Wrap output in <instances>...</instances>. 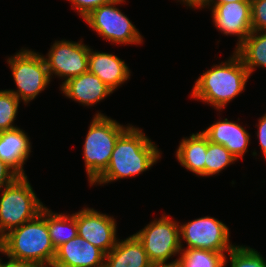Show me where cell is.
Masks as SVG:
<instances>
[{
  "label": "cell",
  "mask_w": 266,
  "mask_h": 267,
  "mask_svg": "<svg viewBox=\"0 0 266 267\" xmlns=\"http://www.w3.org/2000/svg\"><path fill=\"white\" fill-rule=\"evenodd\" d=\"M178 2L182 3V5H186L187 8L190 9H209L212 0H177Z\"/></svg>",
  "instance_id": "31"
},
{
  "label": "cell",
  "mask_w": 266,
  "mask_h": 267,
  "mask_svg": "<svg viewBox=\"0 0 266 267\" xmlns=\"http://www.w3.org/2000/svg\"><path fill=\"white\" fill-rule=\"evenodd\" d=\"M149 267H179L177 258L169 262H152Z\"/></svg>",
  "instance_id": "32"
},
{
  "label": "cell",
  "mask_w": 266,
  "mask_h": 267,
  "mask_svg": "<svg viewBox=\"0 0 266 267\" xmlns=\"http://www.w3.org/2000/svg\"><path fill=\"white\" fill-rule=\"evenodd\" d=\"M47 221L50 239L55 250L75 238L77 233L76 217L73 214L56 213L44 207L40 213Z\"/></svg>",
  "instance_id": "20"
},
{
  "label": "cell",
  "mask_w": 266,
  "mask_h": 267,
  "mask_svg": "<svg viewBox=\"0 0 266 267\" xmlns=\"http://www.w3.org/2000/svg\"><path fill=\"white\" fill-rule=\"evenodd\" d=\"M83 39L78 42L66 39L55 40L44 55L50 78L67 80L88 71L89 48ZM46 56V57H45Z\"/></svg>",
  "instance_id": "10"
},
{
  "label": "cell",
  "mask_w": 266,
  "mask_h": 267,
  "mask_svg": "<svg viewBox=\"0 0 266 267\" xmlns=\"http://www.w3.org/2000/svg\"><path fill=\"white\" fill-rule=\"evenodd\" d=\"M105 253L80 236L56 249L51 267H103Z\"/></svg>",
  "instance_id": "13"
},
{
  "label": "cell",
  "mask_w": 266,
  "mask_h": 267,
  "mask_svg": "<svg viewBox=\"0 0 266 267\" xmlns=\"http://www.w3.org/2000/svg\"><path fill=\"white\" fill-rule=\"evenodd\" d=\"M250 1V0H212L211 4H225L230 2Z\"/></svg>",
  "instance_id": "33"
},
{
  "label": "cell",
  "mask_w": 266,
  "mask_h": 267,
  "mask_svg": "<svg viewBox=\"0 0 266 267\" xmlns=\"http://www.w3.org/2000/svg\"><path fill=\"white\" fill-rule=\"evenodd\" d=\"M149 260L142 243L133 234L126 239H119L115 247L105 254L103 267H149Z\"/></svg>",
  "instance_id": "18"
},
{
  "label": "cell",
  "mask_w": 266,
  "mask_h": 267,
  "mask_svg": "<svg viewBox=\"0 0 266 267\" xmlns=\"http://www.w3.org/2000/svg\"><path fill=\"white\" fill-rule=\"evenodd\" d=\"M0 257V267H43L42 265L31 262V261H23V260H16L10 257H7L8 261L4 263Z\"/></svg>",
  "instance_id": "30"
},
{
  "label": "cell",
  "mask_w": 266,
  "mask_h": 267,
  "mask_svg": "<svg viewBox=\"0 0 266 267\" xmlns=\"http://www.w3.org/2000/svg\"><path fill=\"white\" fill-rule=\"evenodd\" d=\"M101 112L98 111L92 118L83 144L89 185L107 169L117 139L131 125L120 124Z\"/></svg>",
  "instance_id": "4"
},
{
  "label": "cell",
  "mask_w": 266,
  "mask_h": 267,
  "mask_svg": "<svg viewBox=\"0 0 266 267\" xmlns=\"http://www.w3.org/2000/svg\"><path fill=\"white\" fill-rule=\"evenodd\" d=\"M61 93L78 104L88 108L100 104L113 91L99 77L87 71L60 85Z\"/></svg>",
  "instance_id": "15"
},
{
  "label": "cell",
  "mask_w": 266,
  "mask_h": 267,
  "mask_svg": "<svg viewBox=\"0 0 266 267\" xmlns=\"http://www.w3.org/2000/svg\"><path fill=\"white\" fill-rule=\"evenodd\" d=\"M18 177L19 175L9 165L0 160V191Z\"/></svg>",
  "instance_id": "28"
},
{
  "label": "cell",
  "mask_w": 266,
  "mask_h": 267,
  "mask_svg": "<svg viewBox=\"0 0 266 267\" xmlns=\"http://www.w3.org/2000/svg\"><path fill=\"white\" fill-rule=\"evenodd\" d=\"M44 207L29 183L28 176L16 178L0 191V239L36 218Z\"/></svg>",
  "instance_id": "5"
},
{
  "label": "cell",
  "mask_w": 266,
  "mask_h": 267,
  "mask_svg": "<svg viewBox=\"0 0 266 267\" xmlns=\"http://www.w3.org/2000/svg\"><path fill=\"white\" fill-rule=\"evenodd\" d=\"M18 51L13 56L7 57L6 61L17 90H7L26 106L43 92L52 80L44 54L24 47Z\"/></svg>",
  "instance_id": "6"
},
{
  "label": "cell",
  "mask_w": 266,
  "mask_h": 267,
  "mask_svg": "<svg viewBox=\"0 0 266 267\" xmlns=\"http://www.w3.org/2000/svg\"><path fill=\"white\" fill-rule=\"evenodd\" d=\"M214 27L226 36H236L235 49L251 33V1L211 4Z\"/></svg>",
  "instance_id": "12"
},
{
  "label": "cell",
  "mask_w": 266,
  "mask_h": 267,
  "mask_svg": "<svg viewBox=\"0 0 266 267\" xmlns=\"http://www.w3.org/2000/svg\"><path fill=\"white\" fill-rule=\"evenodd\" d=\"M179 223L164 213L134 233L151 262H169L175 255L179 257L181 252Z\"/></svg>",
  "instance_id": "8"
},
{
  "label": "cell",
  "mask_w": 266,
  "mask_h": 267,
  "mask_svg": "<svg viewBox=\"0 0 266 267\" xmlns=\"http://www.w3.org/2000/svg\"><path fill=\"white\" fill-rule=\"evenodd\" d=\"M0 254L51 267L56 250L50 239L46 219L39 214L5 234L0 239Z\"/></svg>",
  "instance_id": "3"
},
{
  "label": "cell",
  "mask_w": 266,
  "mask_h": 267,
  "mask_svg": "<svg viewBox=\"0 0 266 267\" xmlns=\"http://www.w3.org/2000/svg\"><path fill=\"white\" fill-rule=\"evenodd\" d=\"M175 157L180 165L196 176L205 177L207 137L202 132L192 133L179 141Z\"/></svg>",
  "instance_id": "19"
},
{
  "label": "cell",
  "mask_w": 266,
  "mask_h": 267,
  "mask_svg": "<svg viewBox=\"0 0 266 267\" xmlns=\"http://www.w3.org/2000/svg\"><path fill=\"white\" fill-rule=\"evenodd\" d=\"M126 3V0H113L91 11L83 20L112 45H140L144 42L143 35L139 32L132 21L116 7Z\"/></svg>",
  "instance_id": "7"
},
{
  "label": "cell",
  "mask_w": 266,
  "mask_h": 267,
  "mask_svg": "<svg viewBox=\"0 0 266 267\" xmlns=\"http://www.w3.org/2000/svg\"><path fill=\"white\" fill-rule=\"evenodd\" d=\"M73 215L76 217L78 236L105 254L115 247L119 237H117V221L113 216L89 207H84Z\"/></svg>",
  "instance_id": "11"
},
{
  "label": "cell",
  "mask_w": 266,
  "mask_h": 267,
  "mask_svg": "<svg viewBox=\"0 0 266 267\" xmlns=\"http://www.w3.org/2000/svg\"><path fill=\"white\" fill-rule=\"evenodd\" d=\"M25 130L18 127L0 132V160L9 165L19 176H26L24 164L33 152Z\"/></svg>",
  "instance_id": "17"
},
{
  "label": "cell",
  "mask_w": 266,
  "mask_h": 267,
  "mask_svg": "<svg viewBox=\"0 0 266 267\" xmlns=\"http://www.w3.org/2000/svg\"><path fill=\"white\" fill-rule=\"evenodd\" d=\"M250 74L241 57L233 50L232 55L201 74L195 81L191 98L202 101L222 112L234 98L243 93Z\"/></svg>",
  "instance_id": "2"
},
{
  "label": "cell",
  "mask_w": 266,
  "mask_h": 267,
  "mask_svg": "<svg viewBox=\"0 0 266 267\" xmlns=\"http://www.w3.org/2000/svg\"><path fill=\"white\" fill-rule=\"evenodd\" d=\"M228 252H216L205 249L181 248L177 258L179 267H225Z\"/></svg>",
  "instance_id": "22"
},
{
  "label": "cell",
  "mask_w": 266,
  "mask_h": 267,
  "mask_svg": "<svg viewBox=\"0 0 266 267\" xmlns=\"http://www.w3.org/2000/svg\"><path fill=\"white\" fill-rule=\"evenodd\" d=\"M70 1L73 10L83 19L97 7L110 3L113 0H67Z\"/></svg>",
  "instance_id": "27"
},
{
  "label": "cell",
  "mask_w": 266,
  "mask_h": 267,
  "mask_svg": "<svg viewBox=\"0 0 266 267\" xmlns=\"http://www.w3.org/2000/svg\"><path fill=\"white\" fill-rule=\"evenodd\" d=\"M234 51L241 57L250 76L257 67L266 68V31H251Z\"/></svg>",
  "instance_id": "21"
},
{
  "label": "cell",
  "mask_w": 266,
  "mask_h": 267,
  "mask_svg": "<svg viewBox=\"0 0 266 267\" xmlns=\"http://www.w3.org/2000/svg\"><path fill=\"white\" fill-rule=\"evenodd\" d=\"M153 142L141 128L131 124L117 139L107 169L90 187L104 186L150 170L162 157Z\"/></svg>",
  "instance_id": "1"
},
{
  "label": "cell",
  "mask_w": 266,
  "mask_h": 267,
  "mask_svg": "<svg viewBox=\"0 0 266 267\" xmlns=\"http://www.w3.org/2000/svg\"><path fill=\"white\" fill-rule=\"evenodd\" d=\"M228 255V256H227ZM230 267H266V260L258 250L246 245H235L226 254Z\"/></svg>",
  "instance_id": "24"
},
{
  "label": "cell",
  "mask_w": 266,
  "mask_h": 267,
  "mask_svg": "<svg viewBox=\"0 0 266 267\" xmlns=\"http://www.w3.org/2000/svg\"><path fill=\"white\" fill-rule=\"evenodd\" d=\"M235 162H237V158L225 146L210 142L207 139L205 177L217 175Z\"/></svg>",
  "instance_id": "23"
},
{
  "label": "cell",
  "mask_w": 266,
  "mask_h": 267,
  "mask_svg": "<svg viewBox=\"0 0 266 267\" xmlns=\"http://www.w3.org/2000/svg\"><path fill=\"white\" fill-rule=\"evenodd\" d=\"M21 101L7 89L0 90V132L18 128L14 122Z\"/></svg>",
  "instance_id": "25"
},
{
  "label": "cell",
  "mask_w": 266,
  "mask_h": 267,
  "mask_svg": "<svg viewBox=\"0 0 266 267\" xmlns=\"http://www.w3.org/2000/svg\"><path fill=\"white\" fill-rule=\"evenodd\" d=\"M255 126L257 127L256 135L259 141L260 150L266 160V113L258 119Z\"/></svg>",
  "instance_id": "29"
},
{
  "label": "cell",
  "mask_w": 266,
  "mask_h": 267,
  "mask_svg": "<svg viewBox=\"0 0 266 267\" xmlns=\"http://www.w3.org/2000/svg\"><path fill=\"white\" fill-rule=\"evenodd\" d=\"M250 1L252 31H266V0Z\"/></svg>",
  "instance_id": "26"
},
{
  "label": "cell",
  "mask_w": 266,
  "mask_h": 267,
  "mask_svg": "<svg viewBox=\"0 0 266 267\" xmlns=\"http://www.w3.org/2000/svg\"><path fill=\"white\" fill-rule=\"evenodd\" d=\"M179 226L181 248L186 243V248L229 252L235 246L230 242L229 227L215 217H199Z\"/></svg>",
  "instance_id": "9"
},
{
  "label": "cell",
  "mask_w": 266,
  "mask_h": 267,
  "mask_svg": "<svg viewBox=\"0 0 266 267\" xmlns=\"http://www.w3.org/2000/svg\"><path fill=\"white\" fill-rule=\"evenodd\" d=\"M88 71L100 78L113 92L130 79L126 62L112 53L89 48Z\"/></svg>",
  "instance_id": "16"
},
{
  "label": "cell",
  "mask_w": 266,
  "mask_h": 267,
  "mask_svg": "<svg viewBox=\"0 0 266 267\" xmlns=\"http://www.w3.org/2000/svg\"><path fill=\"white\" fill-rule=\"evenodd\" d=\"M201 132L208 141L225 146L237 160L240 158L243 160L245 153L249 152L251 135L243 125L235 121L219 118Z\"/></svg>",
  "instance_id": "14"
}]
</instances>
